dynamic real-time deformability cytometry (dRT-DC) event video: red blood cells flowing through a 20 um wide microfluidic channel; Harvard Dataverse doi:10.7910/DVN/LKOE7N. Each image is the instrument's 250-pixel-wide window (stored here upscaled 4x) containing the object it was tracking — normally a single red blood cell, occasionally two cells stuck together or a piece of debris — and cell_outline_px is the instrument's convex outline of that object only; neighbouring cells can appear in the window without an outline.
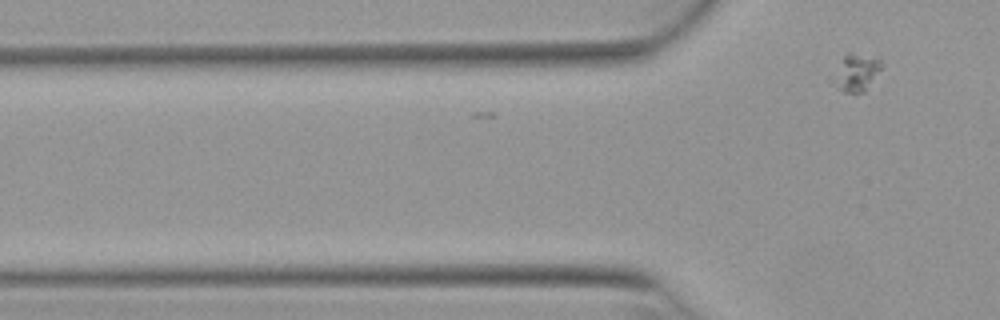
{"species": "Egyptian fruit bat (a non-hibernating species)", "species_latin": "Rousettus aegyptiacus", "temperature_condition": "warm", "stored_images_in_passage": 3, "camera_frame_rate_fps": 3000, "um_per_image_px": 0.085, "animal": {"sex": "female"}, "frame": {"image": 1, "passage_image": 3, "time_ms": 0.667, "image_size_px": [1000, 320], "cell_outline_px": [[880, 68], [864, 92], [844, 92], [828, 80], [828, 76], [844, 56], [848, 52], [880, 60]], "centroid_in_image_um": [72.62, 6.19], "position_along_channel_um": 53.2, "area_um2": 10.35}}